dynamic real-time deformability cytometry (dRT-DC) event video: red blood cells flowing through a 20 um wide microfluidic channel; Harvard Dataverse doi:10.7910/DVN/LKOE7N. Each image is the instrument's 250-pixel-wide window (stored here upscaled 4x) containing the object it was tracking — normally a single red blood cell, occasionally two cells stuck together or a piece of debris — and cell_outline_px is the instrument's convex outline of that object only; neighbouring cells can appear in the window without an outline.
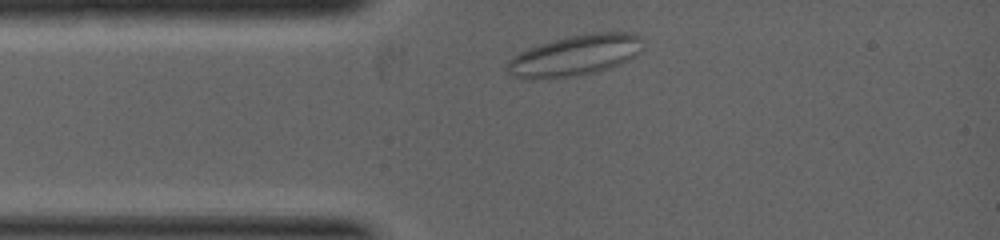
{"species": "common noctule bat (a hibernating species)", "species_latin": "Nyctalus noctula", "temperature_condition": "warm", "stored_images_in_passage": 2, "camera_frame_rate_fps": 5000, "um_per_image_px": 0.085, "animal": {"sex": "female", "body_mass_g": 19.0, "forearm_length_mm": 53.3}, "frame": {"image": 1, "passage_image": 1, "time_ms": 0.0, "image_size_px": [1000, 240], "cell_outline_px": [[644, 40], [640, 52], [636, 56], [620, 64], [596, 72], [576, 76], [532, 80], [516, 76], [508, 72], [508, 60], [520, 52], [528, 48], [540, 44], [568, 36], [592, 32], [628, 32], [640, 36]], "centroid_in_image_um": [48.92, 4.71], "position_along_channel_um": 36.1, "area_um2": 32.31}}